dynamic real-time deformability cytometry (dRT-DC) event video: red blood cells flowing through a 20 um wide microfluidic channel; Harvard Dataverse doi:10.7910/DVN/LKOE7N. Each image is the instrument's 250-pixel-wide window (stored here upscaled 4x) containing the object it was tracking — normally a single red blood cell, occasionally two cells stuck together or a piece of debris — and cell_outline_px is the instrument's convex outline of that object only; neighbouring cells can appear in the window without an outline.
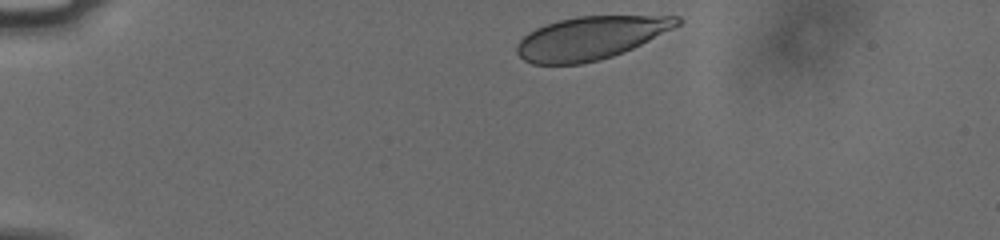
{"species": "human", "species_latin": "Homo sapiens", "temperature_condition": "cold", "stored_images_in_passage": 25, "camera_frame_rate_fps": 3000, "um_per_image_px": 0.085, "donor": {"sex": "male"}, "frame": {"image": 1, "passage_image": 1, "time_ms": 0.0, "image_size_px": [1000, 240], "cell_outline_px": [[684, 20], [680, 24], [632, 48], [612, 56], [580, 64], [532, 64], [524, 60], [516, 52], [516, 44], [528, 32], [544, 24], [556, 20], [576, 16], [680, 16]], "centroid_in_image_um": [50.15, 3.21], "position_along_channel_um": 34.9, "area_um2": 39.94}}
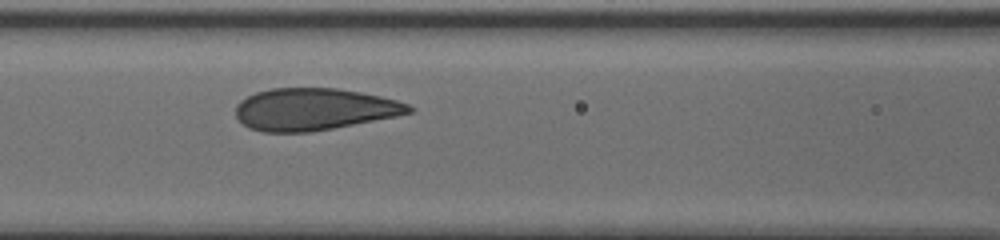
{"frame": {"image": 2, "passage_image": 15, "time_ms": 4.667, "image_size_px": [1000, 240], "cell_outline_px": [[412, 112], [396, 116], [332, 128], [308, 132], [264, 132], [248, 128], [236, 116], [236, 104], [240, 100], [256, 92], [272, 88], [336, 88], [360, 92], [380, 96], [396, 100], [408, 104], [412, 108]], "centroid_in_image_um": [26.66, 9.28], "position_along_channel_um": 139.9, "area_um2": 42.14}}
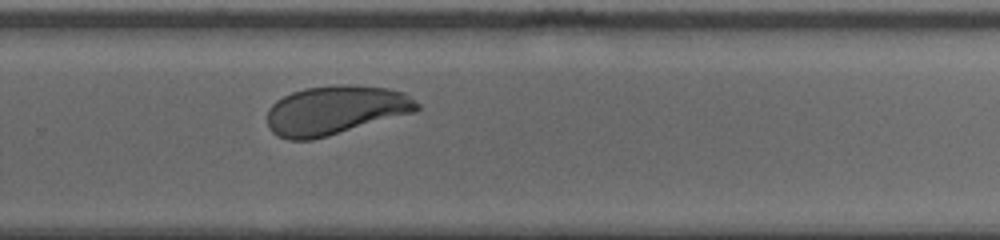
{"frame": {"image": 3, "passage_image": 25, "time_ms": 8.0, "image_size_px": [1000, 240], "cell_outline_px": [[420, 108], [416, 112], [328, 136], [312, 140], [288, 140], [276, 136], [268, 128], [268, 108], [276, 100], [292, 92], [304, 88], [340, 84], [348, 84], [388, 88], [404, 92], [420, 104]], "centroid_in_image_um": [28.51, 9.37], "position_along_channel_um": 301.3, "area_um2": 43.12}}